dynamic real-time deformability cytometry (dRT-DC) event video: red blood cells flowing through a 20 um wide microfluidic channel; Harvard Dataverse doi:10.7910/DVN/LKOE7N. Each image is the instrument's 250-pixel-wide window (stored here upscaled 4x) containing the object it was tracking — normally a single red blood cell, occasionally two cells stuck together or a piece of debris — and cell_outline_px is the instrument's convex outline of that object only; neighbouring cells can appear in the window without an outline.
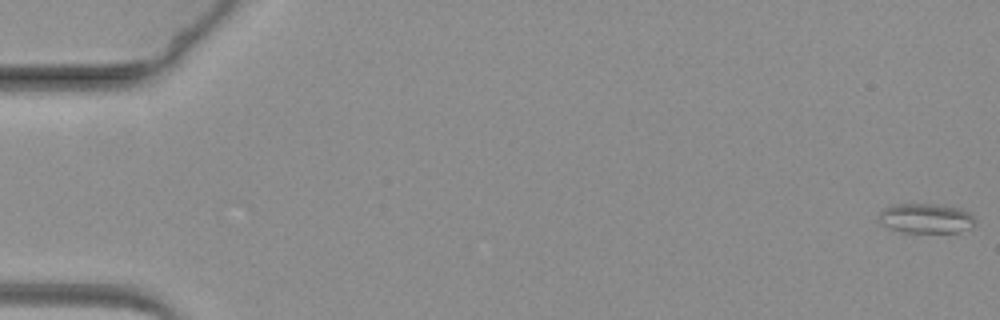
{"species": "common noctule bat (a hibernating species)", "species_latin": "Nyctalus noctula", "temperature_condition": "warm", "stored_images_in_passage": 11, "camera_frame_rate_fps": 3000, "um_per_image_px": 0.085, "animal": {"sex": "female", "body_mass_g": 19.3, "forearm_length_mm": 54.1}, "frame": {"image": 1, "passage_image": 1, "time_ms": 0.0, "image_size_px": [1000, 320], "cell_outline_px": [[976, 224], [972, 228], [960, 232], [904, 232], [880, 224], [876, 220], [876, 216], [884, 208], [900, 204], [928, 204], [956, 208], [968, 212], [976, 220]], "centroid_in_image_um": [78.68, 18.58], "position_along_channel_um": 6.3, "area_um2": 16.59}}